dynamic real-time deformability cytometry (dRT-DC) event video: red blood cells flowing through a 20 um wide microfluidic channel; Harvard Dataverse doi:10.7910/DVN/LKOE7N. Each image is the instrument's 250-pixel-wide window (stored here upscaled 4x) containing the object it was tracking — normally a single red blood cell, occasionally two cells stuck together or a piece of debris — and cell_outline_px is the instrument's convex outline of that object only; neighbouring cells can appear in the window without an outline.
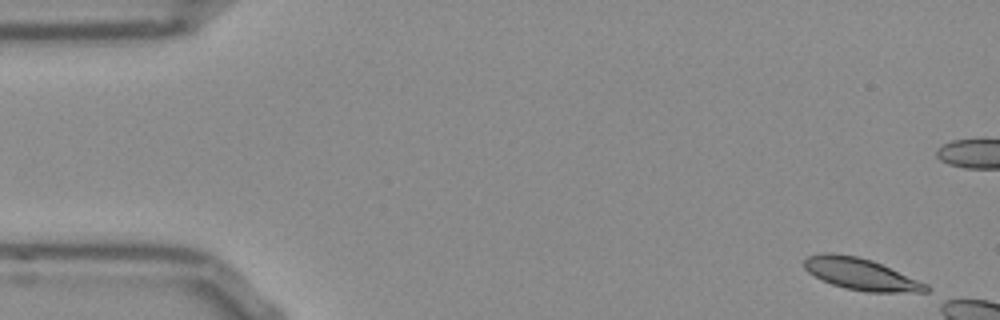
{"species": "Egyptian fruit bat (a non-hibernating species)", "species_latin": "Rousettus aegyptiacus", "temperature_condition": "room temperature", "stored_images_in_passage": 7, "camera_frame_rate_fps": 3000, "um_per_image_px": 0.085, "frame": {"image": 1, "passage_image": 1, "time_ms": 0.0, "image_size_px": [1000, 320], "cell_outline_px": [[928, 292], [868, 292], [844, 288], [832, 284], [808, 272], [804, 268], [804, 260], [808, 256], [828, 252], [856, 256], [872, 260], [928, 284]], "centroid_in_image_um": [73.18, 23.3], "position_along_channel_um": 11.8, "area_um2": 22.25}}